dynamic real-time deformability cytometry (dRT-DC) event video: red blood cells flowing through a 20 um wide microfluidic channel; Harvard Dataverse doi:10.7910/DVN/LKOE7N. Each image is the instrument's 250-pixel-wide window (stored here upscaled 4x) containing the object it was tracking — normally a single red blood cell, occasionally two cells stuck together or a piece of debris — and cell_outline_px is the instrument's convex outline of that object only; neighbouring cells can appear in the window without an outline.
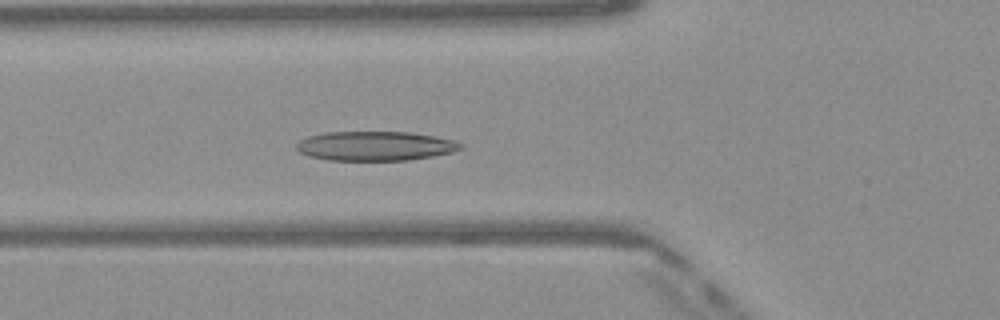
{"species": "Egyptian fruit bat (a non-hibernating species)", "species_latin": "Rousettus aegyptiacus", "temperature_condition": "warm", "stored_images_in_passage": 51, "camera_frame_rate_fps": 3000, "um_per_image_px": 0.085, "frame": {"image": 1, "passage_image": 18, "time_ms": 5.667, "image_size_px": [1000, 320], "cell_outline_px": [[464, 148], [452, 152], [432, 156], [408, 160], [328, 160], [308, 156], [300, 152], [296, 148], [296, 144], [300, 140], [308, 136], [328, 132], [408, 132], [432, 136], [452, 140], [464, 144]], "centroid_in_image_um": [31.88, 12.41], "position_along_channel_um": 93.9, "area_um2": 27.98}}
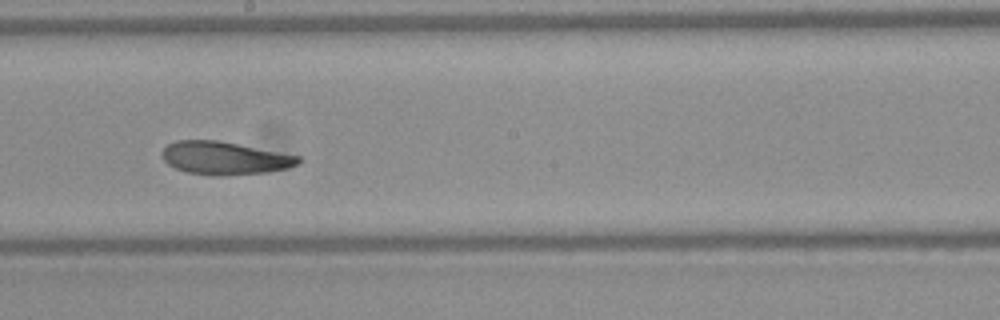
{"frame": {"image": 2, "passage_image": 28, "time_ms": 9.0, "image_size_px": [1000, 320], "cell_outline_px": [[300, 160], [296, 164], [288, 168], [268, 172], [224, 176], [212, 176], [188, 172], [176, 168], [168, 164], [164, 160], [160, 152], [168, 144], [176, 140], [216, 140], [300, 156]], "centroid_in_image_um": [19.06, 13.44], "position_along_channel_um": 229.1, "area_um2": 26.07}}
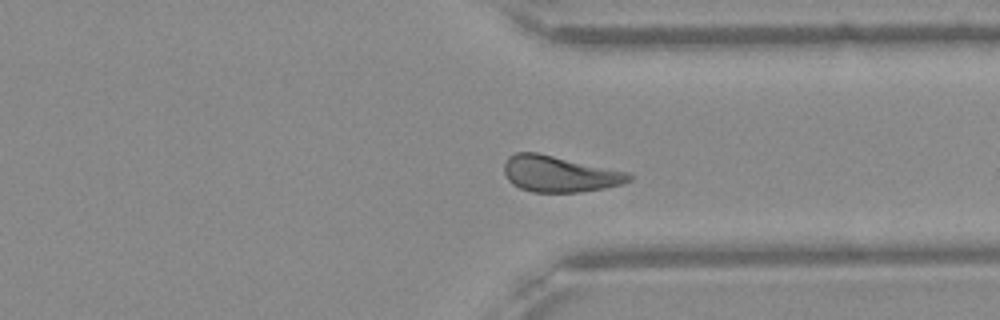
{"frame": {"image": 3, "passage_image": 38, "time_ms": 12.333, "image_size_px": [1000, 320], "cell_outline_px": [[632, 180], [624, 184], [604, 188], [580, 192], [532, 192], [520, 188], [512, 184], [508, 180], [504, 172], [504, 164], [508, 156], [516, 152], [536, 152], [632, 172]], "centroid_in_image_um": [47.59, 14.78], "position_along_channel_um": 363.8, "area_um2": 26.65}, "authors_computed_cell_mechanics": {"area_um2": 26.9348, "velocity_mm_per_s": 4.0471, "shape_relaxation_time_tau1_ms": 5.4705, "shape_relaxation_time_tau2_ms": 3.3202, "deformation_change_tau1": 0.152, "deformation_change_tau2": 0.0981}}